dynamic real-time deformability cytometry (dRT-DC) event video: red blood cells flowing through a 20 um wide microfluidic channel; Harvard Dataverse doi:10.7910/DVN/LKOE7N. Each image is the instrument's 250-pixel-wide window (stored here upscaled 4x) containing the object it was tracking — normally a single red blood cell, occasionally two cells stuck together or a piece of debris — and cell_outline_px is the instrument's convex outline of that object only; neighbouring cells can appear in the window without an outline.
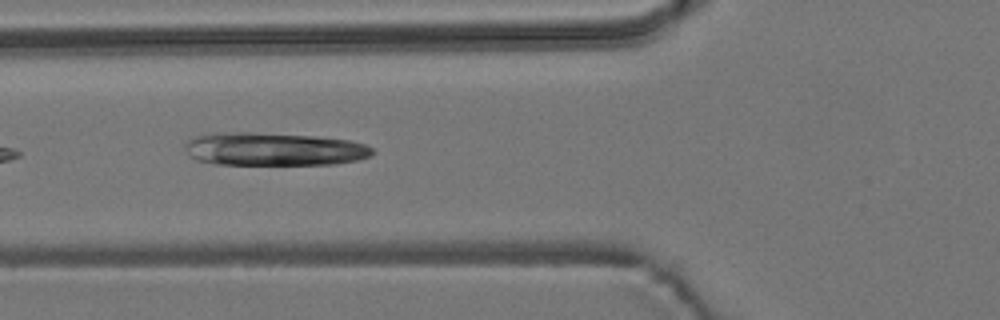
{"species": "common noctule bat (a hibernating species)", "species_latin": "Nyctalus noctula", "temperature_condition": "room temperature", "stored_images_in_passage": 4, "camera_frame_rate_fps": 3000, "um_per_image_px": 0.085, "animal": {"sex": "male", "body_mass_g": 19.2, "forearm_length_mm": 51.8}, "frame": {"image": 1, "passage_image": 3, "time_ms": 0.667, "image_size_px": [1000, 320], "cell_outline_px": [[376, 152], [372, 156], [356, 160], [336, 164], [216, 164], [196, 160], [188, 156], [184, 148], [184, 144], [192, 136], [212, 132], [248, 132], [316, 136], [348, 140], [364, 144], [372, 148]], "centroid_in_image_um": [23.22, 12.67], "position_along_channel_um": 102.6, "area_um2": 36.53}}
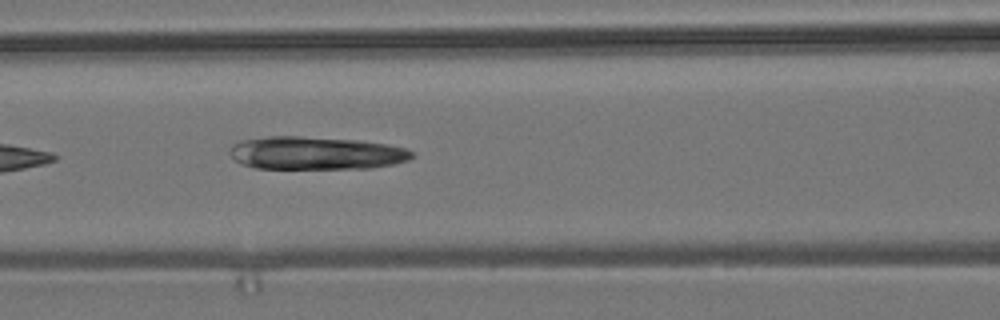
{"frame": {"image": 2, "passage_image": 4, "time_ms": 1.0, "image_size_px": [1000, 320], "cell_outline_px": [[416, 156], [408, 160], [392, 164], [372, 168], [256, 168], [240, 164], [228, 152], [228, 148], [232, 144], [240, 140], [268, 136], [300, 136], [360, 140], [388, 144], [404, 148], [412, 152]], "centroid_in_image_um": [26.82, 13.0], "position_along_channel_um": 139.8, "area_um2": 35.2}}